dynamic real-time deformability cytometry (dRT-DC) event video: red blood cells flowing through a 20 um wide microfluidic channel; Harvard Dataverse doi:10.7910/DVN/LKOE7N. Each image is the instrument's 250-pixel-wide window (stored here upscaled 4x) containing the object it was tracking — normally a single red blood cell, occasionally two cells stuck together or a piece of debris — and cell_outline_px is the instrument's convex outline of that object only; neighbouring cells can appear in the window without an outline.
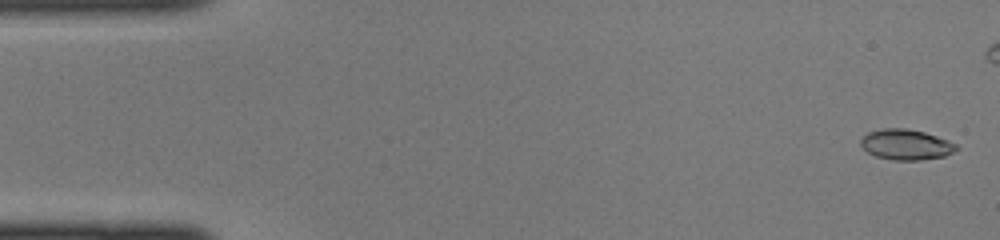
{"species": "common noctule bat (a hibernating species)", "species_latin": "Nyctalus noctula", "temperature_condition": "cold", "stored_images_in_passage": 36, "camera_frame_rate_fps": 3000, "um_per_image_px": 0.085, "animal": {"sex": "female", "body_mass_g": 22.0, "forearm_length_mm": 56.7}, "frame": {"image": 1, "passage_image": 1, "time_ms": 0.0, "image_size_px": [1000, 240], "cell_outline_px": [[960, 148], [944, 156], [920, 160], [892, 160], [876, 156], [868, 152], [860, 144], [860, 140], [868, 132], [884, 128], [904, 128], [924, 132], [948, 140], [956, 144]], "centroid_in_image_um": [77.01, 12.29], "position_along_channel_um": 8.0, "area_um2": 16.88}}
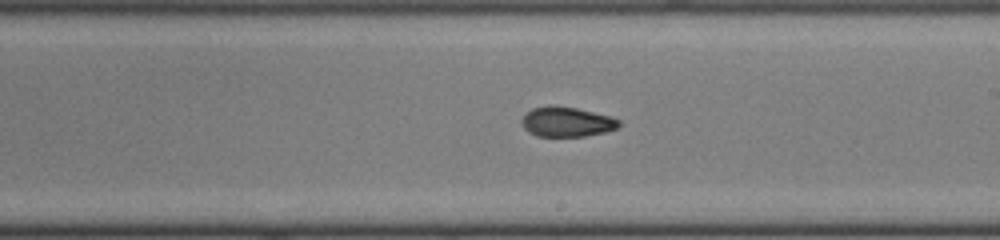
{"frame": {"image": 2, "passage_image": 25, "time_ms": 8.0, "image_size_px": [1000, 240], "cell_outline_px": [[620, 124], [616, 128], [604, 132], [584, 136], [536, 136], [528, 132], [524, 128], [520, 120], [532, 108], [552, 104], [556, 104], [576, 108], [612, 116], [620, 120]], "centroid_in_image_um": [48.16, 10.34], "position_along_channel_um": 240.8, "area_um2": 17.05}}
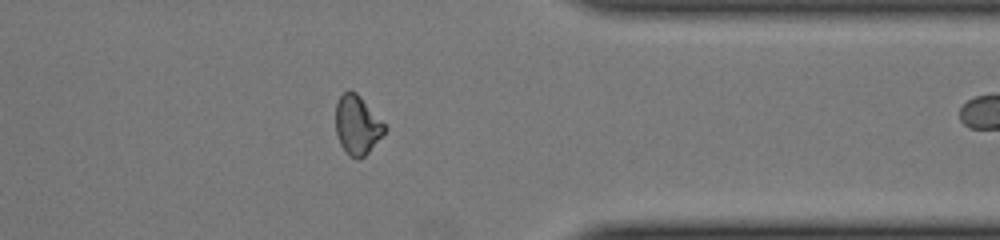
{"frame": {"image": 3, "passage_image": 35, "time_ms": 11.333, "image_size_px": [1000, 240], "cell_outline_px": [[388, 128], [368, 152], [360, 160], [356, 160], [340, 144], [336, 132], [336, 104], [340, 96], [344, 92], [356, 92], [360, 96]], "centroid_in_image_um": [30.36, 10.63], "position_along_channel_um": 381.0, "area_um2": 16.47}}